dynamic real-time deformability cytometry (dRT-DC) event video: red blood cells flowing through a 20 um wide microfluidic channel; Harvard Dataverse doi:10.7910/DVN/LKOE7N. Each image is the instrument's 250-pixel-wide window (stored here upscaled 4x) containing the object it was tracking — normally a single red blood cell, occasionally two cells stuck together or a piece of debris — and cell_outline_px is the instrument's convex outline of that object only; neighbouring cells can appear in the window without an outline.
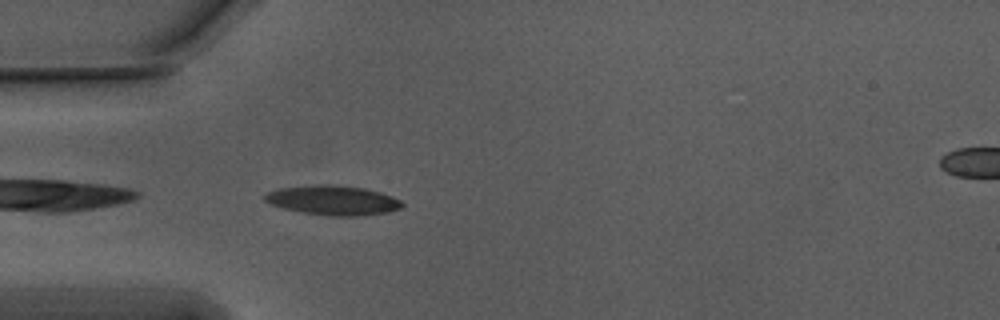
{"species": "Egyptian fruit bat (a non-hibernating species)", "species_latin": "Rousettus aegyptiacus", "temperature_condition": "warm", "stored_images_in_passage": 37, "camera_frame_rate_fps": 3000, "um_per_image_px": 0.085, "animal": {"sex": "male"}, "frame": {"image": 1, "passage_image": 3, "time_ms": 0.667, "image_size_px": [1000, 320], "cell_outline_px": [[404, 204], [400, 208], [388, 212], [356, 216], [328, 216], [300, 212], [284, 208], [272, 204], [264, 200], [264, 196], [268, 192], [280, 188], [320, 184], [332, 184], [364, 188], [380, 192], [392, 196], [400, 200]], "centroid_in_image_um": [28.31, 17.02], "position_along_channel_um": 56.7, "area_um2": 23.58}}
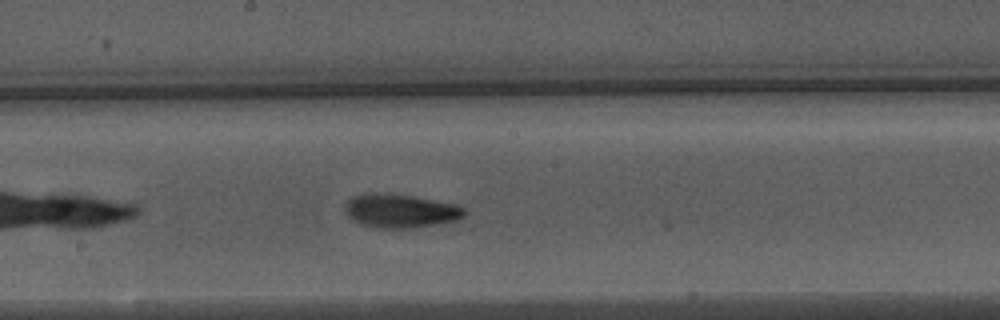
{"frame": {"image": 2, "passage_image": 16, "time_ms": 5.0, "image_size_px": [1000, 320], "cell_outline_px": [[468, 212], [464, 216], [456, 220], [412, 228], [380, 228], [364, 224], [348, 216], [344, 212], [344, 204], [352, 196], [372, 192], [380, 192], [412, 196], [456, 204], [464, 208]], "centroid_in_image_um": [34.03, 17.9], "position_along_channel_um": 214.2, "area_um2": 23.35}}
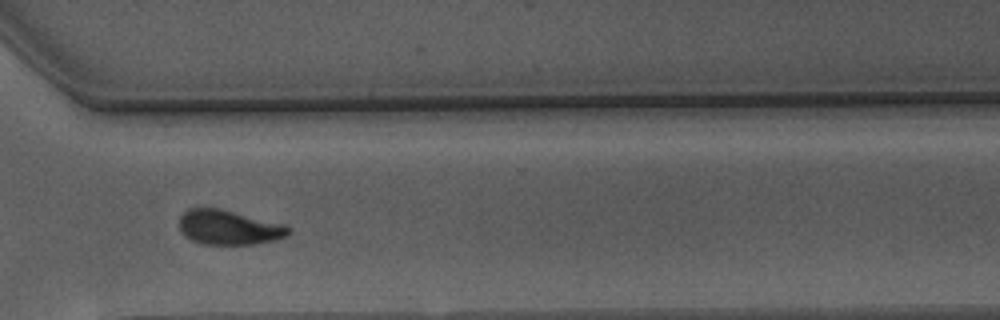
{"frame": {"image": 3, "passage_image": 27, "time_ms": 8.667, "image_size_px": [1000, 320], "cell_outline_px": [[292, 232], [288, 236], [276, 240], [256, 244], [200, 244], [192, 240], [180, 228], [180, 216], [188, 208], [216, 208], [284, 224], [292, 228]], "centroid_in_image_um": [19.51, 19.34], "position_along_channel_um": 351.1, "area_um2": 21.85}, "authors_computed_cell_mechanics": {"area_um2": 22.542, "velocity_mm_per_s": 3.7332, "shape_relaxation_time_tau1_ms": 5.5194, "shape_relaxation_time_tau2_ms": 3.5517, "deformation_change_tau1": 0.182, "deformation_change_tau2": 0.1126}}